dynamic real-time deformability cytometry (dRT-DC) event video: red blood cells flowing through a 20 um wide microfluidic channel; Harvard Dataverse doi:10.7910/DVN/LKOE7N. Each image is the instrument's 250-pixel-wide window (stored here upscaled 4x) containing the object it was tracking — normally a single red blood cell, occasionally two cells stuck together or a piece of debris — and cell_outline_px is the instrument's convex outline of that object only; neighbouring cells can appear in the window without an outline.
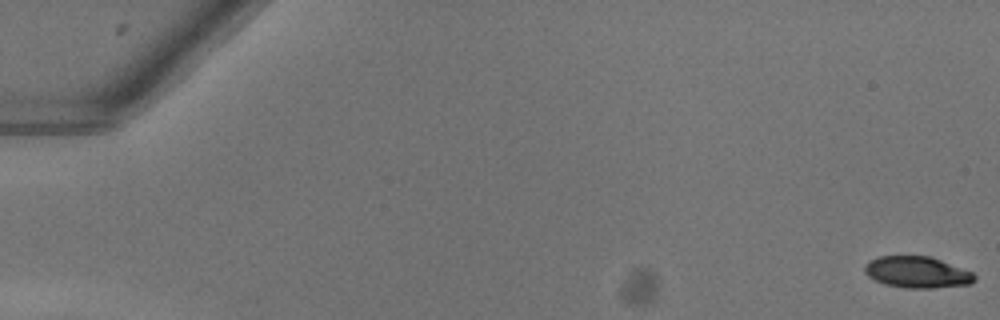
{"species": "common noctule bat (a hibernating species)", "species_latin": "Nyctalus noctula", "temperature_condition": "warm", "stored_images_in_passage": 52, "camera_frame_rate_fps": 3000, "um_per_image_px": 0.085, "animal": {"sex": "female"}, "frame": {"image": 1, "passage_image": 1, "time_ms": 0.0, "image_size_px": [1000, 320], "cell_outline_px": [[976, 280], [972, 284], [932, 288], [904, 288], [884, 284], [868, 276], [864, 272], [864, 264], [868, 260], [880, 256], [932, 256], [972, 272], [976, 276]], "centroid_in_image_um": [77.95, 23.14], "position_along_channel_um": 7.0, "area_um2": 20.35}}
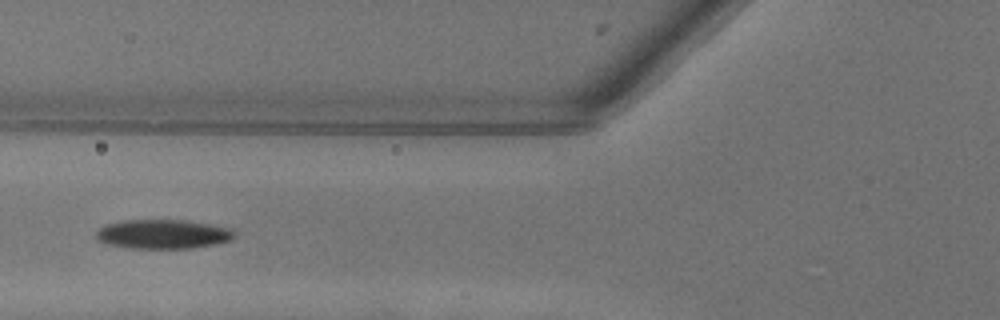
{"frame": {"image": 2, "passage_image": 22, "time_ms": 7.0, "image_size_px": [1000, 320], "cell_outline_px": [[236, 236], [232, 240], [216, 244], [192, 248], [124, 248], [104, 244], [96, 240], [96, 232], [104, 224], [124, 220], [188, 220], [212, 224], [232, 228], [236, 232]], "centroid_in_image_um": [13.86, 19.9], "position_along_channel_um": 111.9, "area_um2": 24.1}}
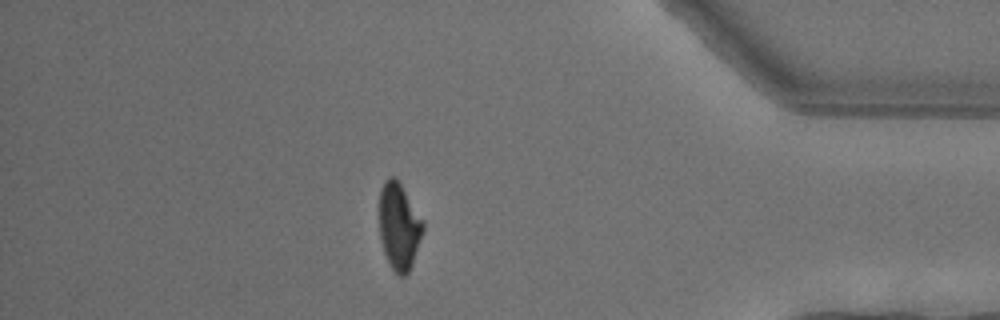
{"frame": {"image": 3, "passage_image": 46, "time_ms": 15.0, "image_size_px": [1000, 320], "cell_outline_px": [[424, 228], [412, 264], [408, 272], [404, 276], [400, 276], [392, 268], [384, 252], [380, 240], [380, 188], [384, 180], [388, 176], [392, 176], [400, 184], [424, 220]], "centroid_in_image_um": [33.92, 19.22], "position_along_channel_um": 401.3, "area_um2": 21.85}}